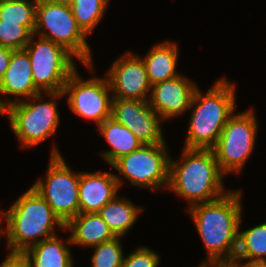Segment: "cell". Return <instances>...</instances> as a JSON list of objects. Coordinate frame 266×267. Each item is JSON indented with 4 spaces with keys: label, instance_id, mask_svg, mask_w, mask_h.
Masks as SVG:
<instances>
[{
    "label": "cell",
    "instance_id": "obj_1",
    "mask_svg": "<svg viewBox=\"0 0 266 267\" xmlns=\"http://www.w3.org/2000/svg\"><path fill=\"white\" fill-rule=\"evenodd\" d=\"M242 209L240 190H228L216 200L188 207L207 251V258L199 265L230 264L235 259Z\"/></svg>",
    "mask_w": 266,
    "mask_h": 267
},
{
    "label": "cell",
    "instance_id": "obj_2",
    "mask_svg": "<svg viewBox=\"0 0 266 267\" xmlns=\"http://www.w3.org/2000/svg\"><path fill=\"white\" fill-rule=\"evenodd\" d=\"M3 235L10 255H20L29 247L54 235L55 226L65 230V224L53 212L46 200L32 186L3 211Z\"/></svg>",
    "mask_w": 266,
    "mask_h": 267
},
{
    "label": "cell",
    "instance_id": "obj_3",
    "mask_svg": "<svg viewBox=\"0 0 266 267\" xmlns=\"http://www.w3.org/2000/svg\"><path fill=\"white\" fill-rule=\"evenodd\" d=\"M180 158L178 161L170 158L167 189L186 200L188 207L216 200L227 193L224 174L212 149L184 147Z\"/></svg>",
    "mask_w": 266,
    "mask_h": 267
},
{
    "label": "cell",
    "instance_id": "obj_4",
    "mask_svg": "<svg viewBox=\"0 0 266 267\" xmlns=\"http://www.w3.org/2000/svg\"><path fill=\"white\" fill-rule=\"evenodd\" d=\"M235 83L226 77L216 80L204 94L196 88L187 128L185 148L212 149L230 116L236 109Z\"/></svg>",
    "mask_w": 266,
    "mask_h": 267
},
{
    "label": "cell",
    "instance_id": "obj_5",
    "mask_svg": "<svg viewBox=\"0 0 266 267\" xmlns=\"http://www.w3.org/2000/svg\"><path fill=\"white\" fill-rule=\"evenodd\" d=\"M45 95L51 99L44 101ZM63 96V92H41L3 110L21 147H36L55 133L60 124L57 100Z\"/></svg>",
    "mask_w": 266,
    "mask_h": 267
},
{
    "label": "cell",
    "instance_id": "obj_6",
    "mask_svg": "<svg viewBox=\"0 0 266 267\" xmlns=\"http://www.w3.org/2000/svg\"><path fill=\"white\" fill-rule=\"evenodd\" d=\"M34 34L63 46L89 71L94 70L91 46L78 27L69 5L37 0Z\"/></svg>",
    "mask_w": 266,
    "mask_h": 267
},
{
    "label": "cell",
    "instance_id": "obj_7",
    "mask_svg": "<svg viewBox=\"0 0 266 267\" xmlns=\"http://www.w3.org/2000/svg\"><path fill=\"white\" fill-rule=\"evenodd\" d=\"M49 161L45 179H38L32 187L66 224L79 214L80 172L71 171L56 144L52 145Z\"/></svg>",
    "mask_w": 266,
    "mask_h": 267
},
{
    "label": "cell",
    "instance_id": "obj_8",
    "mask_svg": "<svg viewBox=\"0 0 266 267\" xmlns=\"http://www.w3.org/2000/svg\"><path fill=\"white\" fill-rule=\"evenodd\" d=\"M254 112L252 107L234 112L212 148L224 175L239 174L253 153L259 125Z\"/></svg>",
    "mask_w": 266,
    "mask_h": 267
},
{
    "label": "cell",
    "instance_id": "obj_9",
    "mask_svg": "<svg viewBox=\"0 0 266 267\" xmlns=\"http://www.w3.org/2000/svg\"><path fill=\"white\" fill-rule=\"evenodd\" d=\"M33 33L25 46L35 87L43 93L63 92L70 75L77 69L74 56L63 46Z\"/></svg>",
    "mask_w": 266,
    "mask_h": 267
},
{
    "label": "cell",
    "instance_id": "obj_10",
    "mask_svg": "<svg viewBox=\"0 0 266 267\" xmlns=\"http://www.w3.org/2000/svg\"><path fill=\"white\" fill-rule=\"evenodd\" d=\"M166 144H143L111 166L130 184L151 190L168 188L170 154Z\"/></svg>",
    "mask_w": 266,
    "mask_h": 267
},
{
    "label": "cell",
    "instance_id": "obj_11",
    "mask_svg": "<svg viewBox=\"0 0 266 267\" xmlns=\"http://www.w3.org/2000/svg\"><path fill=\"white\" fill-rule=\"evenodd\" d=\"M72 112L97 127L111 117L113 95L106 77L83 79L77 69L70 75L63 90Z\"/></svg>",
    "mask_w": 266,
    "mask_h": 267
},
{
    "label": "cell",
    "instance_id": "obj_12",
    "mask_svg": "<svg viewBox=\"0 0 266 267\" xmlns=\"http://www.w3.org/2000/svg\"><path fill=\"white\" fill-rule=\"evenodd\" d=\"M107 70L106 78L113 99L148 101L151 85L141 57L126 51Z\"/></svg>",
    "mask_w": 266,
    "mask_h": 267
},
{
    "label": "cell",
    "instance_id": "obj_13",
    "mask_svg": "<svg viewBox=\"0 0 266 267\" xmlns=\"http://www.w3.org/2000/svg\"><path fill=\"white\" fill-rule=\"evenodd\" d=\"M111 118L128 128L142 144H166L163 120L148 101L113 99Z\"/></svg>",
    "mask_w": 266,
    "mask_h": 267
},
{
    "label": "cell",
    "instance_id": "obj_14",
    "mask_svg": "<svg viewBox=\"0 0 266 267\" xmlns=\"http://www.w3.org/2000/svg\"><path fill=\"white\" fill-rule=\"evenodd\" d=\"M197 84L180 74L179 76L151 86L149 106L163 121L181 116L189 111Z\"/></svg>",
    "mask_w": 266,
    "mask_h": 267
},
{
    "label": "cell",
    "instance_id": "obj_15",
    "mask_svg": "<svg viewBox=\"0 0 266 267\" xmlns=\"http://www.w3.org/2000/svg\"><path fill=\"white\" fill-rule=\"evenodd\" d=\"M40 93L32 79L31 61L27 51L13 50L8 68L0 83V95L8 97L13 95L17 98L16 100L6 98L5 101L0 98V108L4 110L14 102L29 99Z\"/></svg>",
    "mask_w": 266,
    "mask_h": 267
},
{
    "label": "cell",
    "instance_id": "obj_16",
    "mask_svg": "<svg viewBox=\"0 0 266 267\" xmlns=\"http://www.w3.org/2000/svg\"><path fill=\"white\" fill-rule=\"evenodd\" d=\"M122 177L111 172H80L79 213H97L114 199L122 184Z\"/></svg>",
    "mask_w": 266,
    "mask_h": 267
},
{
    "label": "cell",
    "instance_id": "obj_17",
    "mask_svg": "<svg viewBox=\"0 0 266 267\" xmlns=\"http://www.w3.org/2000/svg\"><path fill=\"white\" fill-rule=\"evenodd\" d=\"M69 245L72 246L70 237L65 243L54 235L29 247L20 256L27 267H74Z\"/></svg>",
    "mask_w": 266,
    "mask_h": 267
},
{
    "label": "cell",
    "instance_id": "obj_18",
    "mask_svg": "<svg viewBox=\"0 0 266 267\" xmlns=\"http://www.w3.org/2000/svg\"><path fill=\"white\" fill-rule=\"evenodd\" d=\"M71 234V244L92 248L116 236L98 213H79L65 224V231Z\"/></svg>",
    "mask_w": 266,
    "mask_h": 267
},
{
    "label": "cell",
    "instance_id": "obj_19",
    "mask_svg": "<svg viewBox=\"0 0 266 267\" xmlns=\"http://www.w3.org/2000/svg\"><path fill=\"white\" fill-rule=\"evenodd\" d=\"M177 43L165 40L155 44L142 57L150 85L175 78L180 75L176 72L179 59Z\"/></svg>",
    "mask_w": 266,
    "mask_h": 267
},
{
    "label": "cell",
    "instance_id": "obj_20",
    "mask_svg": "<svg viewBox=\"0 0 266 267\" xmlns=\"http://www.w3.org/2000/svg\"><path fill=\"white\" fill-rule=\"evenodd\" d=\"M97 128L100 135H103L111 147L109 150L100 153L110 166L120 157L135 151L143 145L128 128L111 117Z\"/></svg>",
    "mask_w": 266,
    "mask_h": 267
},
{
    "label": "cell",
    "instance_id": "obj_21",
    "mask_svg": "<svg viewBox=\"0 0 266 267\" xmlns=\"http://www.w3.org/2000/svg\"><path fill=\"white\" fill-rule=\"evenodd\" d=\"M143 211L142 207L133 204L128 198L117 195L97 213L116 237H124Z\"/></svg>",
    "mask_w": 266,
    "mask_h": 267
},
{
    "label": "cell",
    "instance_id": "obj_22",
    "mask_svg": "<svg viewBox=\"0 0 266 267\" xmlns=\"http://www.w3.org/2000/svg\"><path fill=\"white\" fill-rule=\"evenodd\" d=\"M235 259L266 260V222L240 231Z\"/></svg>",
    "mask_w": 266,
    "mask_h": 267
},
{
    "label": "cell",
    "instance_id": "obj_23",
    "mask_svg": "<svg viewBox=\"0 0 266 267\" xmlns=\"http://www.w3.org/2000/svg\"><path fill=\"white\" fill-rule=\"evenodd\" d=\"M109 0H74L70 5L78 27L88 37L105 15Z\"/></svg>",
    "mask_w": 266,
    "mask_h": 267
},
{
    "label": "cell",
    "instance_id": "obj_24",
    "mask_svg": "<svg viewBox=\"0 0 266 267\" xmlns=\"http://www.w3.org/2000/svg\"><path fill=\"white\" fill-rule=\"evenodd\" d=\"M37 0H0V20L21 22L32 34L36 27Z\"/></svg>",
    "mask_w": 266,
    "mask_h": 267
},
{
    "label": "cell",
    "instance_id": "obj_25",
    "mask_svg": "<svg viewBox=\"0 0 266 267\" xmlns=\"http://www.w3.org/2000/svg\"><path fill=\"white\" fill-rule=\"evenodd\" d=\"M121 238L123 237H115L110 241L93 246L91 267H121L125 257Z\"/></svg>",
    "mask_w": 266,
    "mask_h": 267
},
{
    "label": "cell",
    "instance_id": "obj_26",
    "mask_svg": "<svg viewBox=\"0 0 266 267\" xmlns=\"http://www.w3.org/2000/svg\"><path fill=\"white\" fill-rule=\"evenodd\" d=\"M32 33L21 22L0 20V47L22 50L29 42Z\"/></svg>",
    "mask_w": 266,
    "mask_h": 267
},
{
    "label": "cell",
    "instance_id": "obj_27",
    "mask_svg": "<svg viewBox=\"0 0 266 267\" xmlns=\"http://www.w3.org/2000/svg\"><path fill=\"white\" fill-rule=\"evenodd\" d=\"M159 254L148 247L140 246L124 257L121 267H159Z\"/></svg>",
    "mask_w": 266,
    "mask_h": 267
},
{
    "label": "cell",
    "instance_id": "obj_28",
    "mask_svg": "<svg viewBox=\"0 0 266 267\" xmlns=\"http://www.w3.org/2000/svg\"><path fill=\"white\" fill-rule=\"evenodd\" d=\"M13 49L0 47V83L3 75L8 68Z\"/></svg>",
    "mask_w": 266,
    "mask_h": 267
},
{
    "label": "cell",
    "instance_id": "obj_29",
    "mask_svg": "<svg viewBox=\"0 0 266 267\" xmlns=\"http://www.w3.org/2000/svg\"><path fill=\"white\" fill-rule=\"evenodd\" d=\"M230 265L232 267H266V260L234 259Z\"/></svg>",
    "mask_w": 266,
    "mask_h": 267
},
{
    "label": "cell",
    "instance_id": "obj_30",
    "mask_svg": "<svg viewBox=\"0 0 266 267\" xmlns=\"http://www.w3.org/2000/svg\"><path fill=\"white\" fill-rule=\"evenodd\" d=\"M0 267H27V265L20 255L7 254Z\"/></svg>",
    "mask_w": 266,
    "mask_h": 267
},
{
    "label": "cell",
    "instance_id": "obj_31",
    "mask_svg": "<svg viewBox=\"0 0 266 267\" xmlns=\"http://www.w3.org/2000/svg\"><path fill=\"white\" fill-rule=\"evenodd\" d=\"M46 1L56 3V4L69 5V6L74 2V0H46Z\"/></svg>",
    "mask_w": 266,
    "mask_h": 267
},
{
    "label": "cell",
    "instance_id": "obj_32",
    "mask_svg": "<svg viewBox=\"0 0 266 267\" xmlns=\"http://www.w3.org/2000/svg\"><path fill=\"white\" fill-rule=\"evenodd\" d=\"M198 267H232L230 264H207V265H198Z\"/></svg>",
    "mask_w": 266,
    "mask_h": 267
},
{
    "label": "cell",
    "instance_id": "obj_33",
    "mask_svg": "<svg viewBox=\"0 0 266 267\" xmlns=\"http://www.w3.org/2000/svg\"><path fill=\"white\" fill-rule=\"evenodd\" d=\"M3 220V211L0 210V224H2V221ZM3 236V227L1 228V225H0V237Z\"/></svg>",
    "mask_w": 266,
    "mask_h": 267
},
{
    "label": "cell",
    "instance_id": "obj_34",
    "mask_svg": "<svg viewBox=\"0 0 266 267\" xmlns=\"http://www.w3.org/2000/svg\"><path fill=\"white\" fill-rule=\"evenodd\" d=\"M0 114H2L3 115V110L0 108Z\"/></svg>",
    "mask_w": 266,
    "mask_h": 267
}]
</instances>
